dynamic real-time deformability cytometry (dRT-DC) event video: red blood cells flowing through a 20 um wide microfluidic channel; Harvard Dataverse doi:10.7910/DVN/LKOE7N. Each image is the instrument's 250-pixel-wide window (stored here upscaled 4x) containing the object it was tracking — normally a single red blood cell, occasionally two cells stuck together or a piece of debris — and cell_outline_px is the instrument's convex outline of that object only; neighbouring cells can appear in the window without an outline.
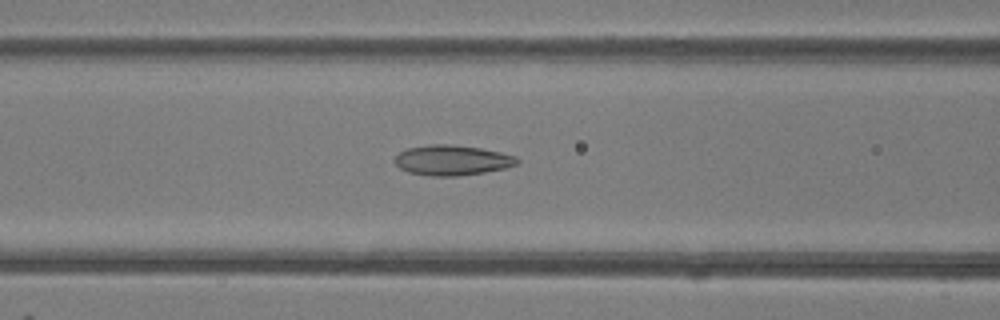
{"species": "common noctule bat (a hibernating species)", "species_latin": "Nyctalus noctula", "temperature_condition": "room temperature", "stored_images_in_passage": 41, "camera_frame_rate_fps": 3000, "um_per_image_px": 0.085, "animal": {"sex": "female"}, "frame": {"image": 1, "passage_image": 12, "time_ms": 3.667, "image_size_px": [1000, 320], "cell_outline_px": [[520, 160], [516, 164], [504, 168], [484, 172], [456, 176], [432, 176], [408, 172], [400, 168], [396, 164], [396, 156], [400, 152], [408, 148], [428, 144], [448, 144], [480, 148], [500, 152], [516, 156]], "centroid_in_image_um": [38.43, 13.61], "position_along_channel_um": 128.2, "area_um2": 21.33}}
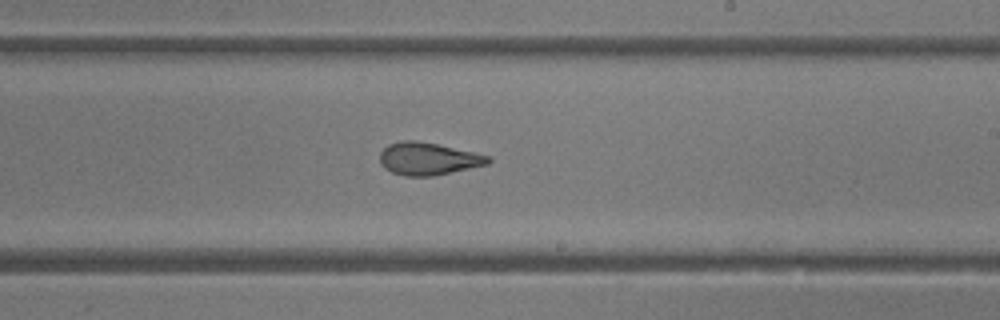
{"frame": {"image": 2, "passage_image": 21, "time_ms": 6.667, "image_size_px": [1000, 320], "cell_outline_px": [[492, 160], [488, 164], [432, 176], [404, 176], [392, 172], [384, 168], [380, 164], [380, 152], [388, 144], [404, 140], [416, 140], [436, 144], [472, 152], [488, 156]], "centroid_in_image_um": [36.34, 13.5], "position_along_channel_um": 252.7, "area_um2": 20.29}}
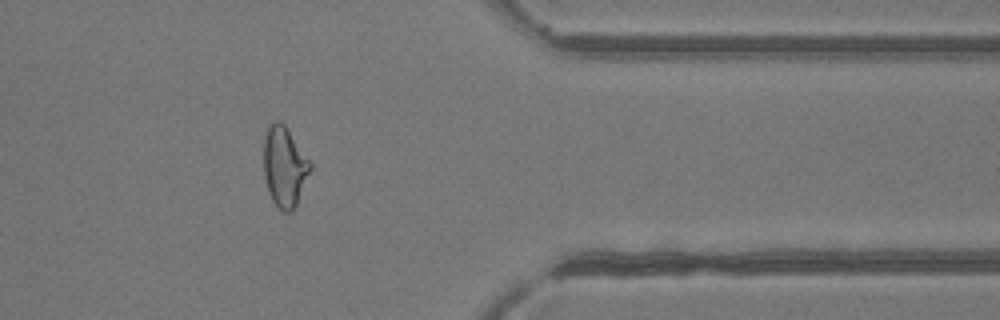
{"frame": {"image": 3, "passage_image": 32, "time_ms": 10.333, "image_size_px": [1000, 320], "cell_outline_px": [[312, 168], [296, 204], [292, 212], [284, 212], [272, 200], [268, 192], [264, 176], [264, 136], [268, 124], [272, 120], [280, 120], [284, 124], [312, 164]], "centroid_in_image_um": [24.16, 14.13], "position_along_channel_um": 387.2, "area_um2": 21.73}, "authors_computed_cell_mechanics": {"area_um2": 21.6172, "velocity_mm_per_s": 4.1548, "shape_relaxation_time_tau1_ms": 7.4902, "shape_relaxation_time_tau2_ms": 1.5906, "deformation_change_tau1": 0.2027, "deformation_change_tau2": 0.0893}}